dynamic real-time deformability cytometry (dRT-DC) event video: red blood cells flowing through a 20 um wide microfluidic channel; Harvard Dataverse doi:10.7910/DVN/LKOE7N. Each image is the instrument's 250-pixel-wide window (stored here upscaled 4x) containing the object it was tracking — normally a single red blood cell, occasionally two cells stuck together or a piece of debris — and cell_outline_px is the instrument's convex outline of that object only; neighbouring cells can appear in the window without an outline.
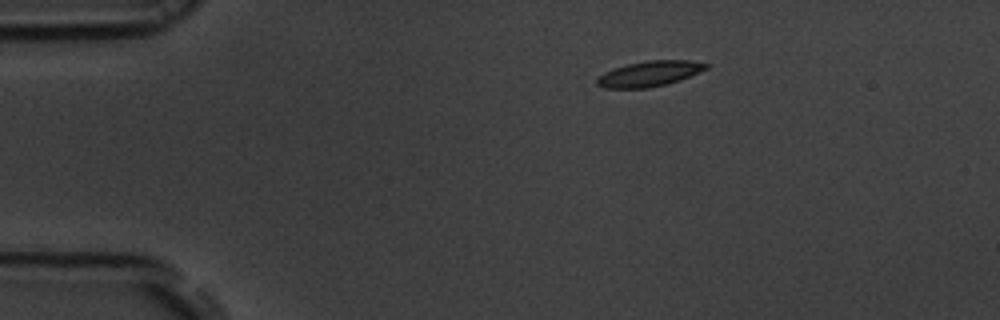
{"species": "common noctule bat (a hibernating species)", "species_latin": "Nyctalus noctula", "temperature_condition": "room temperature", "stored_images_in_passage": 46, "camera_frame_rate_fps": 3000, "um_per_image_px": 0.085, "animal": {"sex": "male", "body_mass_g": 19.5, "forearm_length_mm": 54.6}, "frame": {"image": 1, "passage_image": 1, "time_ms": 0.0, "image_size_px": [1000, 320], "cell_outline_px": [[708, 68], [700, 72], [680, 80], [668, 84], [648, 88], [604, 88], [596, 84], [596, 80], [604, 72], [628, 64], [648, 60], [688, 60], [708, 64]], "centroid_in_image_um": [55.22, 6.27], "position_along_channel_um": 29.8, "area_um2": 16.07}}
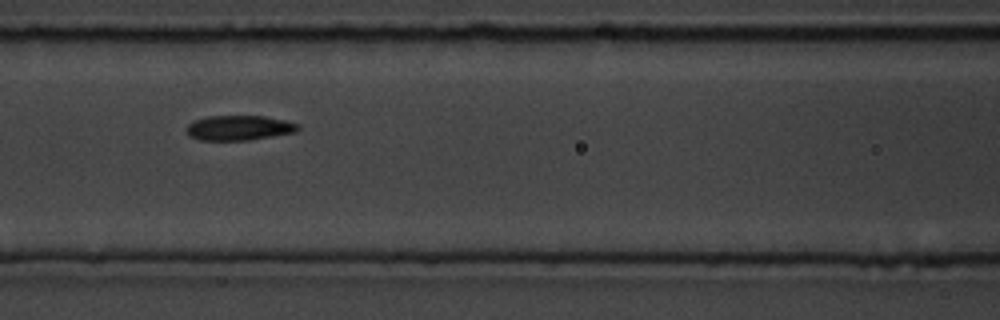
{"frame": {"image": 2, "passage_image": 15, "time_ms": 4.667, "image_size_px": [1000, 320], "cell_outline_px": [[300, 128], [296, 132], [248, 140], [200, 140], [188, 136], [188, 124], [196, 120], [208, 116], [264, 116], [284, 120], [300, 124]], "centroid_in_image_um": [20.35, 10.87], "position_along_channel_um": 146.3, "area_um2": 16.07}}
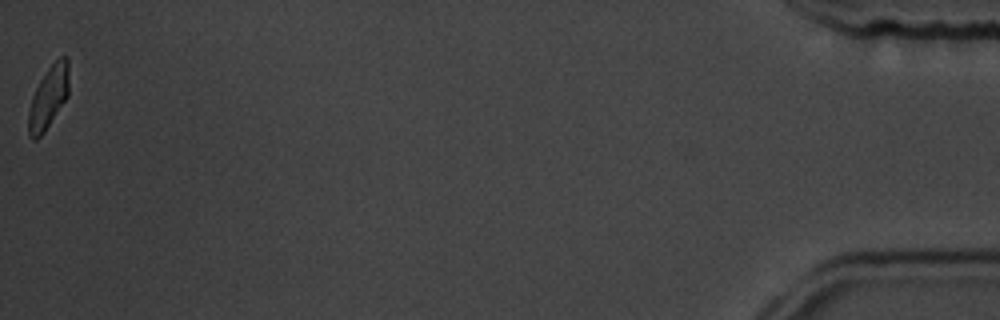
{"frame": {"image": 3, "passage_image": 46, "time_ms": 15.0, "image_size_px": [1000, 320], "cell_outline_px": [[68, 96], [44, 132], [36, 140], [32, 140], [28, 136], [28, 112], [32, 96], [40, 80], [48, 68], [60, 56], [68, 56]], "centroid_in_image_um": [4.11, 8.29], "position_along_channel_um": 431.1, "area_um2": 14.68}, "authors_computed_cell_mechanics": {"area_um2": 16.184, "velocity_mm_per_s": 3.7137, "shape_relaxation_time_tau1_ms": 4.9282, "shape_relaxation_time_tau2_ms": 5.8174, "deformation_change_tau1": 0.1426, "deformation_change_tau2": 0.1006}}